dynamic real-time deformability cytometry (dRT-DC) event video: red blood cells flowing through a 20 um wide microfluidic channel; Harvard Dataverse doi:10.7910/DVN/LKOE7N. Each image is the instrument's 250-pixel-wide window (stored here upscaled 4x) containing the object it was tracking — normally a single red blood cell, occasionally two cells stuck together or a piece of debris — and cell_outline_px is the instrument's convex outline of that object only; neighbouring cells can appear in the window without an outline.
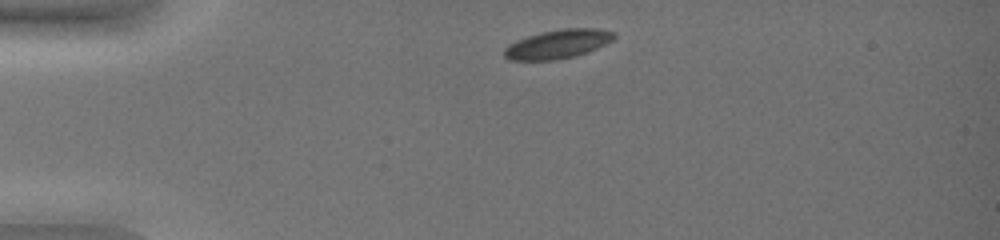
{"species": "common noctule bat (a hibernating species)", "species_latin": "Nyctalus noctula", "temperature_condition": "warm", "stored_images_in_passage": 39, "camera_frame_rate_fps": 3000, "um_per_image_px": 0.085, "animal": {"sex": "female", "body_mass_g": 19.0, "forearm_length_mm": 51.5}, "frame": {"image": 1, "passage_image": 1, "time_ms": 0.0, "image_size_px": [1000, 240], "cell_outline_px": [[616, 36], [612, 40], [588, 52], [576, 56], [556, 60], [508, 60], [504, 56], [504, 48], [508, 44], [516, 40], [540, 32], [564, 28], [600, 28], [612, 32]], "centroid_in_image_um": [47.39, 3.75], "position_along_channel_um": 37.6, "area_um2": 18.55}}
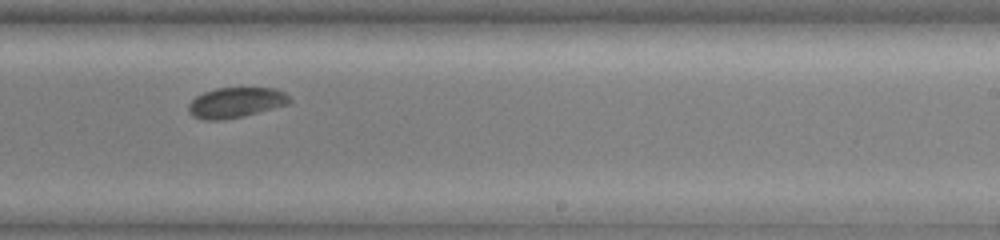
{"frame": {"image": 2, "passage_image": 24, "time_ms": 7.667, "image_size_px": [1000, 240], "cell_outline_px": [[292, 100], [288, 104], [244, 116], [224, 120], [204, 120], [192, 116], [188, 112], [188, 104], [196, 96], [204, 92], [216, 88], [276, 88], [284, 92]], "centroid_in_image_um": [20.02, 8.72], "position_along_channel_um": 269.0, "area_um2": 17.92}}
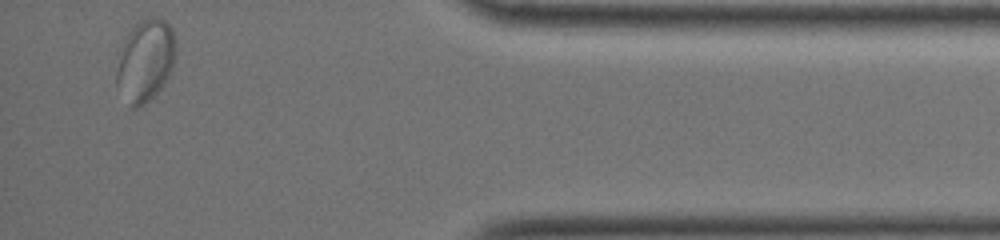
{"frame": {"image": 3, "passage_image": 39, "time_ms": 12.667, "image_size_px": [1000, 240], "cell_outline_px": [[176, 52], [172, 68], [168, 76], [160, 88], [144, 104], [136, 108], [132, 108], [128, 104], [116, 84], [116, 52], [132, 24], [148, 16], [156, 16], [164, 20], [172, 28], [176, 40]], "centroid_in_image_um": [12.31, 5.07], "position_along_channel_um": 422.9, "area_um2": 29.07}}